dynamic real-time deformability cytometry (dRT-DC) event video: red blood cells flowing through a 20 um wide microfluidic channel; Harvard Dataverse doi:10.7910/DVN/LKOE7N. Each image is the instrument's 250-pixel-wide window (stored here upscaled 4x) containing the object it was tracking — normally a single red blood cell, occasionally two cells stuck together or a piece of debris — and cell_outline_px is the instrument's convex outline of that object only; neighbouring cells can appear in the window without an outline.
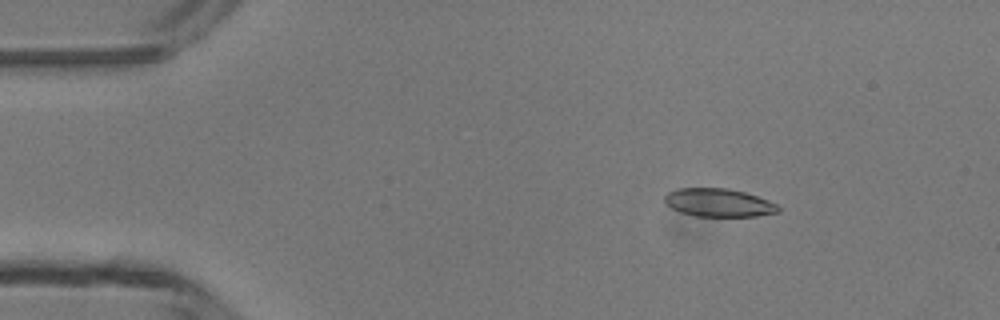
{"species": "common noctule bat (a hibernating species)", "species_latin": "Nyctalus noctula", "temperature_condition": "room temperature", "stored_images_in_passage": 4, "camera_frame_rate_fps": 3000, "um_per_image_px": 0.085, "animal": {"sex": "male", "body_mass_g": 13.3}, "frame": {"image": 1, "passage_image": 2, "time_ms": 1.333, "image_size_px": [1000, 320], "cell_outline_px": [[780, 212], [756, 216], [696, 216], [680, 212], [672, 208], [664, 200], [664, 196], [668, 192], [676, 188], [728, 188], [744, 192], [768, 200], [776, 204], [780, 208]], "centroid_in_image_um": [61.08, 17.22], "position_along_channel_um": 23.9, "area_um2": 18.61}}
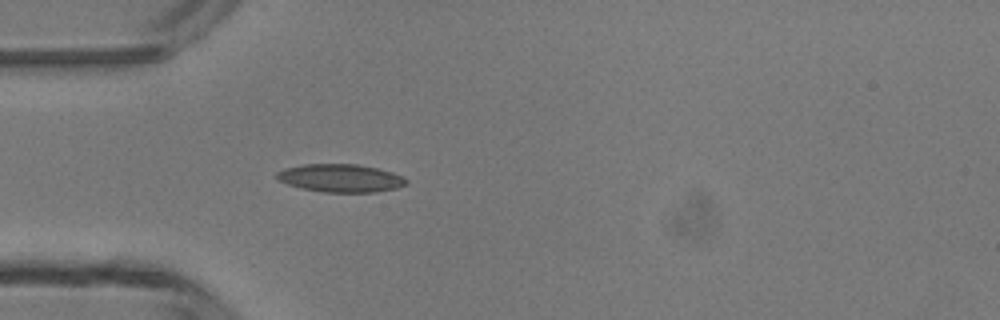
{"frame": {"image": 2, "passage_image": 4, "time_ms": 3.667, "image_size_px": [1000, 320], "cell_outline_px": [[408, 184], [396, 188], [376, 192], [324, 192], [300, 188], [288, 184], [280, 180], [276, 176], [276, 172], [284, 168], [304, 164], [356, 164], [376, 168], [392, 172], [404, 176], [408, 180]], "centroid_in_image_um": [28.97, 15.14], "position_along_channel_um": 56.0, "area_um2": 21.15}}